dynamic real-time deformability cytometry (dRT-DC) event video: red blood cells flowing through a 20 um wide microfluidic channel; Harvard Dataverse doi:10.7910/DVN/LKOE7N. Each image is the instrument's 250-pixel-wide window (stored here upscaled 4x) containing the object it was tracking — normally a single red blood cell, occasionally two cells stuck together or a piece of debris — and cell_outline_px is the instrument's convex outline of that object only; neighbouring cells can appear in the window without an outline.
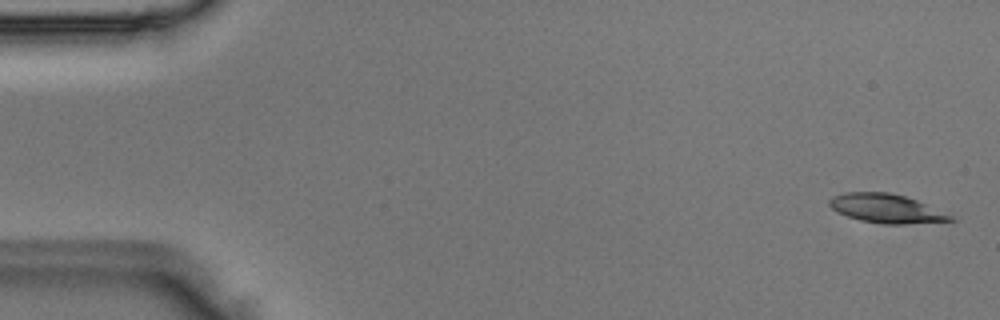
{"species": "Egyptian fruit bat (a non-hibernating species)", "species_latin": "Rousettus aegyptiacus", "temperature_condition": "room temperature", "stored_images_in_passage": 4, "camera_frame_rate_fps": 3000, "um_per_image_px": 0.085, "animal": {"sex": "male"}, "frame": {"image": 1, "passage_image": 1, "time_ms": 0.0, "image_size_px": [1000, 320], "cell_outline_px": [[956, 220], [904, 224], [884, 224], [860, 220], [836, 212], [828, 204], [828, 200], [832, 196], [844, 192], [888, 192], [904, 196], [916, 200], [952, 216]], "centroid_in_image_um": [75.26, 17.71], "position_along_channel_um": 9.7, "area_um2": 20.17}}